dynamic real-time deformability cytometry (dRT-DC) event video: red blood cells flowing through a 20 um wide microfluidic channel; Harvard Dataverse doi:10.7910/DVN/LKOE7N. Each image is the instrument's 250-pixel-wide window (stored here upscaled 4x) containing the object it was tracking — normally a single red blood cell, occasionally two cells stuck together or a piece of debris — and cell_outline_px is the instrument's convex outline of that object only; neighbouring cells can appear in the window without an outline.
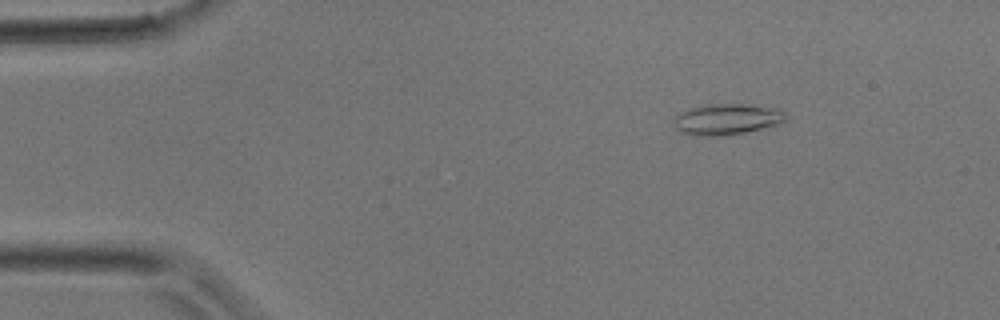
{"species": "common noctule bat (a hibernating species)", "species_latin": "Nyctalus noctula", "temperature_condition": "room temperature", "stored_images_in_passage": 36, "camera_frame_rate_fps": 3000, "um_per_image_px": 0.085, "animal": {"sex": "male", "body_mass_g": 17.9}, "frame": {"image": 1, "passage_image": 3, "time_ms": 0.667, "image_size_px": [1000, 320], "cell_outline_px": [[788, 116], [780, 124], [744, 132], [724, 136], [688, 136], [680, 132], [676, 128], [676, 116], [680, 112], [688, 108], [700, 104], [744, 104], [780, 108]], "centroid_in_image_um": [61.78, 10.13], "position_along_channel_um": 23.2, "area_um2": 20.52}}
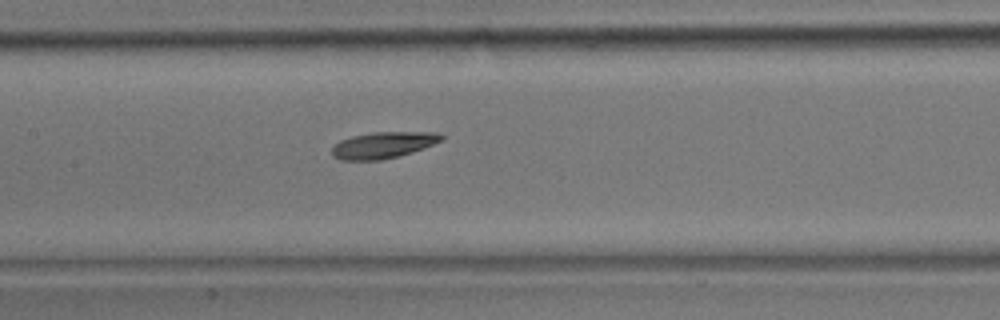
{"frame": {"image": 2, "passage_image": 16, "time_ms": 5.0, "image_size_px": [1000, 320], "cell_outline_px": [[444, 136], [440, 140], [424, 148], [400, 156], [380, 160], [340, 160], [332, 156], [332, 148], [340, 140], [352, 136], [372, 132], [436, 132]], "centroid_in_image_um": [32.54, 12.33], "position_along_channel_um": 174.9, "area_um2": 16.76}}
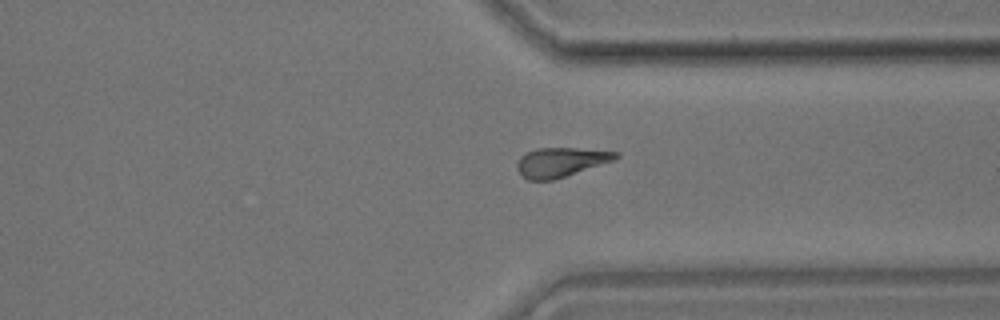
{"frame": {"image": 3, "passage_image": 27, "time_ms": 8.667, "image_size_px": [1000, 320], "cell_outline_px": [[620, 156], [612, 160], [552, 180], [528, 180], [516, 168], [516, 164], [520, 156], [536, 148], [576, 148], [620, 152]], "centroid_in_image_um": [47.63, 13.76], "position_along_channel_um": 363.8, "area_um2": 16.47}}